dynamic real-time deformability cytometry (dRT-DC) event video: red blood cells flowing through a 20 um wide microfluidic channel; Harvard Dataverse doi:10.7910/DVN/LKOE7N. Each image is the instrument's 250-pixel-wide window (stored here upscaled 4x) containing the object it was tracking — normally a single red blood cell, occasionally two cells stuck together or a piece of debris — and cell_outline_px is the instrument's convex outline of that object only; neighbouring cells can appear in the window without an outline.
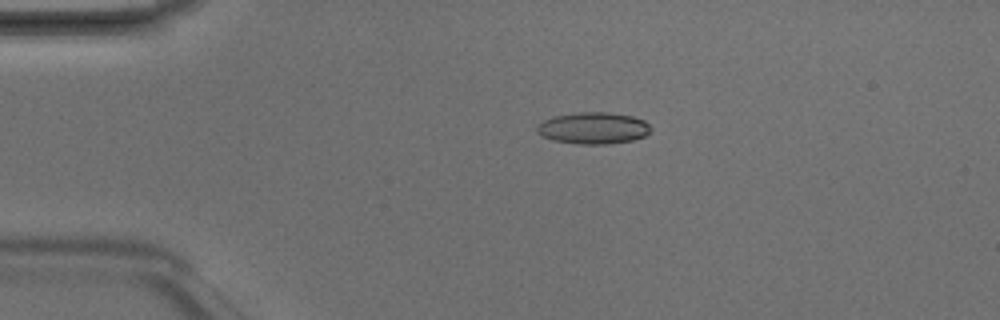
{"species": "Egyptian fruit bat (a non-hibernating species)", "species_latin": "Rousettus aegyptiacus", "temperature_condition": "room temperature", "stored_images_in_passage": 3, "camera_frame_rate_fps": 3000, "um_per_image_px": 0.085, "animal": {"sex": "male"}, "frame": {"image": 1, "passage_image": 2, "time_ms": 0.333, "image_size_px": [1000, 320], "cell_outline_px": [[652, 128], [644, 136], [632, 140], [608, 144], [580, 144], [552, 140], [540, 136], [536, 132], [536, 124], [552, 116], [580, 112], [608, 112], [632, 116], [644, 120]], "centroid_in_image_um": [50.38, 10.88], "position_along_channel_um": 34.6, "area_um2": 21.15}}